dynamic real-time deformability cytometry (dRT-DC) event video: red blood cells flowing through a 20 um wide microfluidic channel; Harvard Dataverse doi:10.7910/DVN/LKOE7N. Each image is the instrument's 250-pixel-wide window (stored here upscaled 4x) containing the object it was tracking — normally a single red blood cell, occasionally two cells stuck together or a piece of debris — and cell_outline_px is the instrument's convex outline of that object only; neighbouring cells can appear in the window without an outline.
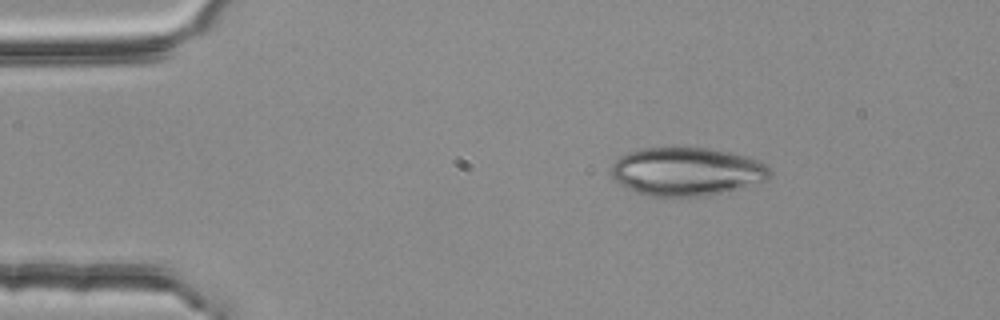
{"species": "common noctule bat (a hibernating species)", "species_latin": "Nyctalus noctula", "temperature_condition": "room temperature", "stored_images_in_passage": 3, "camera_frame_rate_fps": 3000, "um_per_image_px": 0.085, "animal": {"sex": "female", "body_mass_g": 25.1}, "frame": {"image": 1, "passage_image": 3, "time_ms": 0.667, "image_size_px": [1000, 320], "cell_outline_px": [[772, 172], [768, 180], [720, 192], [700, 196], [652, 196], [640, 192], [620, 184], [612, 176], [612, 164], [620, 156], [628, 152], [644, 148], [708, 148], [732, 152], [756, 160], [764, 164]], "centroid_in_image_um": [58.37, 14.56], "position_along_channel_um": 26.6, "area_um2": 43.93}}